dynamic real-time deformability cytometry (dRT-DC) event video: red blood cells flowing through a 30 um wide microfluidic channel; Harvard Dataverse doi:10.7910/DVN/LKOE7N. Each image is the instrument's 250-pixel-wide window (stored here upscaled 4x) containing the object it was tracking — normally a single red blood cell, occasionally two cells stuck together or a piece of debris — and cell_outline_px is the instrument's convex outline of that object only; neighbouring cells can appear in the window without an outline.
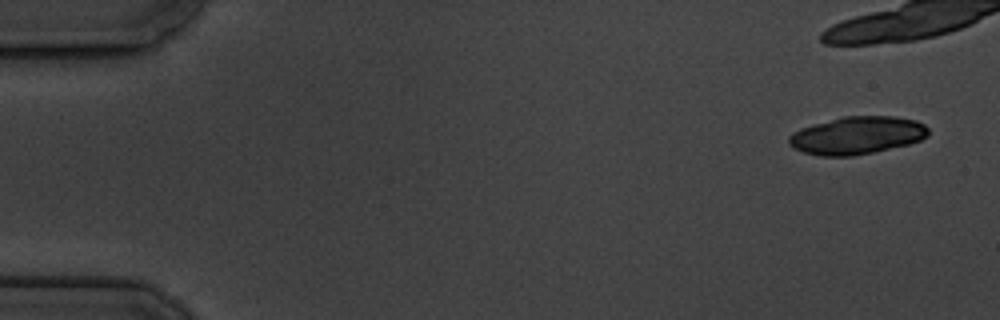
{"species": "common noctule bat (a hibernating species)", "species_latin": "Nyctalus noctula", "temperature_condition": "cold", "stored_images_in_passage": 6, "camera_frame_rate_fps": 3000, "um_per_image_px": 0.085, "animal": {"sex": "male", "body_mass_g": 19.5, "forearm_length_mm": 54.6}, "frame": {"image": 1, "passage_image": 1, "time_ms": 0.0, "image_size_px": [1000, 320], "cell_outline_px": [[928, 136], [920, 140], [908, 144], [872, 152], [852, 156], [820, 156], [804, 152], [792, 148], [788, 144], [788, 136], [792, 132], [800, 128], [844, 116], [896, 116], [916, 120], [924, 124], [928, 128]], "centroid_in_image_um": [72.83, 11.5], "position_along_channel_um": 12.2, "area_um2": 30.63}}